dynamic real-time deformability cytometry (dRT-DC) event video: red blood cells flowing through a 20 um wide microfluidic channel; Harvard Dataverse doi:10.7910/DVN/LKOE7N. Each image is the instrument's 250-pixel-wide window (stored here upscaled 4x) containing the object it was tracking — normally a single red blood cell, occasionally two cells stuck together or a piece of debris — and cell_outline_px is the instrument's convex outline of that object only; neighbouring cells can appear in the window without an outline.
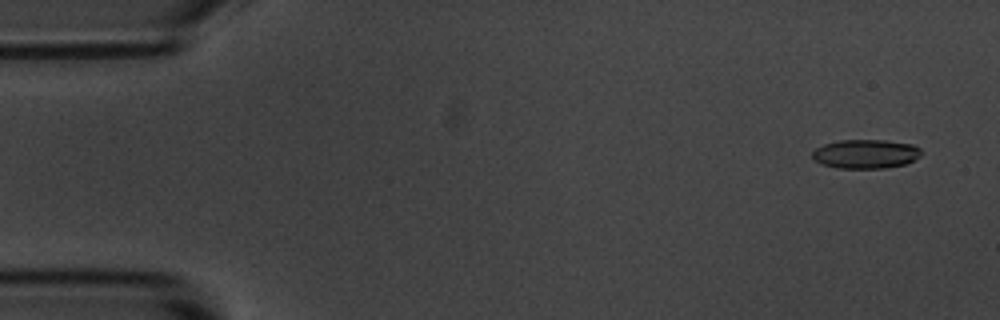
{"species": "common noctule bat (a hibernating species)", "species_latin": "Nyctalus noctula", "temperature_condition": "room temperature", "stored_images_in_passage": 13, "camera_frame_rate_fps": 3000, "um_per_image_px": 0.085, "animal": {"sex": "male", "body_mass_g": 20.1, "forearm_length_mm": 53.5}, "frame": {"image": 1, "passage_image": 3, "time_ms": 0.667, "image_size_px": [1000, 320], "cell_outline_px": [[924, 152], [920, 156], [904, 164], [884, 168], [836, 168], [820, 164], [812, 156], [812, 152], [816, 148], [824, 144], [840, 140], [884, 140], [912, 144], [920, 148]], "centroid_in_image_um": [73.58, 13.08], "position_along_channel_um": 11.4, "area_um2": 18.44}}